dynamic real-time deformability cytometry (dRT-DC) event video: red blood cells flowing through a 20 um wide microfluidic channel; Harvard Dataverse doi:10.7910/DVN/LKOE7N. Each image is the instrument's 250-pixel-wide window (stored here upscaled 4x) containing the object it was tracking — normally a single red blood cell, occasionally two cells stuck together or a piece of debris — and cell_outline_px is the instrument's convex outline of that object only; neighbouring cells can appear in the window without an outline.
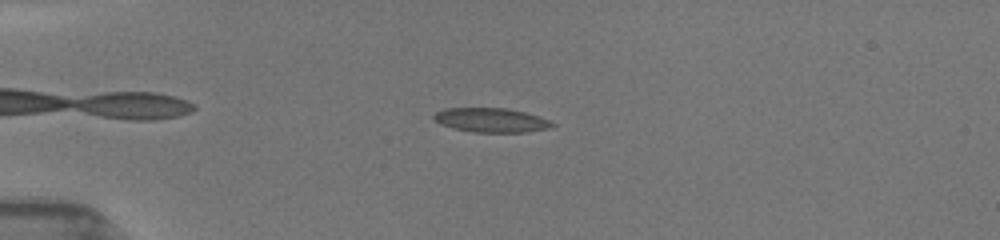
{"species": "common noctule bat (a hibernating species)", "species_latin": "Nyctalus noctula", "temperature_condition": "room temperature", "stored_images_in_passage": 41, "camera_frame_rate_fps": 3000, "um_per_image_px": 0.085, "animal": {"sex": "female", "body_mass_g": 19.5, "forearm_length_mm": 54.1}, "frame": {"image": 1, "passage_image": 5, "time_ms": 1.333, "image_size_px": [1000, 240], "cell_outline_px": [[556, 124], [548, 128], [524, 132], [472, 132], [452, 128], [440, 124], [432, 120], [432, 116], [436, 112], [444, 108], [508, 108], [524, 112], [548, 120]], "centroid_in_image_um": [41.66, 10.21], "position_along_channel_um": 43.3, "area_um2": 16.7}}
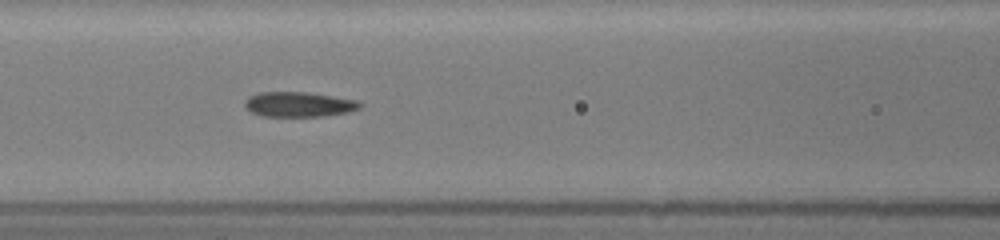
{"frame": {"image": 2, "passage_image": 23, "time_ms": 4.667, "image_size_px": [1000, 240], "cell_outline_px": [[364, 104], [360, 108], [344, 112], [324, 116], [260, 116], [244, 108], [244, 100], [248, 96], [260, 92], [308, 92], [356, 100]], "centroid_in_image_um": [25.34, 8.86], "position_along_channel_um": 141.3, "area_um2": 16.76}}
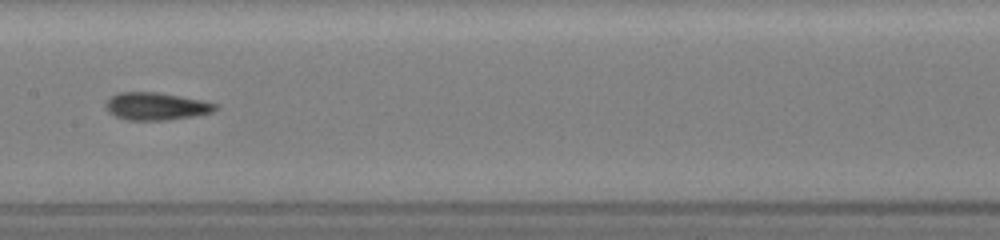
{"frame": {"image": 3, "passage_image": 32, "time_ms": 6.0, "image_size_px": [1000, 240], "cell_outline_px": [[216, 108], [212, 112], [192, 116], [168, 120], [128, 120], [116, 116], [108, 112], [104, 104], [112, 96], [120, 92], [160, 92], [200, 100], [216, 104]], "centroid_in_image_um": [13.23, 9.03], "position_along_channel_um": 194.2, "area_um2": 17.4}}